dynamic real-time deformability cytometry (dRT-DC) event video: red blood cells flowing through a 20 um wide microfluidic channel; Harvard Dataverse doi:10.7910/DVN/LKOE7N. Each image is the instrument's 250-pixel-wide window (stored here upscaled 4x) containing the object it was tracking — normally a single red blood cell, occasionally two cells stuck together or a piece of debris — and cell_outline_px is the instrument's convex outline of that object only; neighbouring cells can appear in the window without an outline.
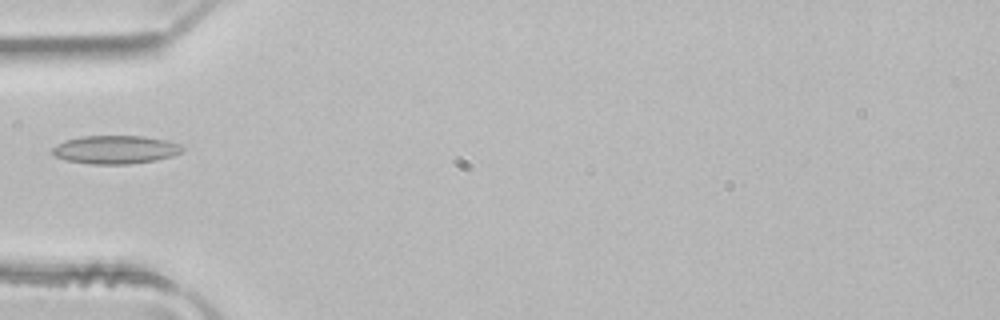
{"species": "common noctule bat (a hibernating species)", "species_latin": "Nyctalus noctula", "temperature_condition": "room temperature", "stored_images_in_passage": 2, "camera_frame_rate_fps": 3000, "um_per_image_px": 0.085, "animal": {"sex": "male", "body_mass_g": 21.5, "forearm_length_mm": 52.0}, "frame": {"image": 1, "passage_image": 2, "time_ms": 0.333, "image_size_px": [1000, 320], "cell_outline_px": [[184, 152], [172, 156], [156, 160], [128, 164], [92, 164], [68, 160], [56, 156], [52, 152], [52, 148], [56, 144], [80, 136], [144, 136], [164, 140], [180, 144], [184, 148]], "centroid_in_image_um": [9.85, 12.71], "position_along_channel_um": 75.2, "area_um2": 21.33}}